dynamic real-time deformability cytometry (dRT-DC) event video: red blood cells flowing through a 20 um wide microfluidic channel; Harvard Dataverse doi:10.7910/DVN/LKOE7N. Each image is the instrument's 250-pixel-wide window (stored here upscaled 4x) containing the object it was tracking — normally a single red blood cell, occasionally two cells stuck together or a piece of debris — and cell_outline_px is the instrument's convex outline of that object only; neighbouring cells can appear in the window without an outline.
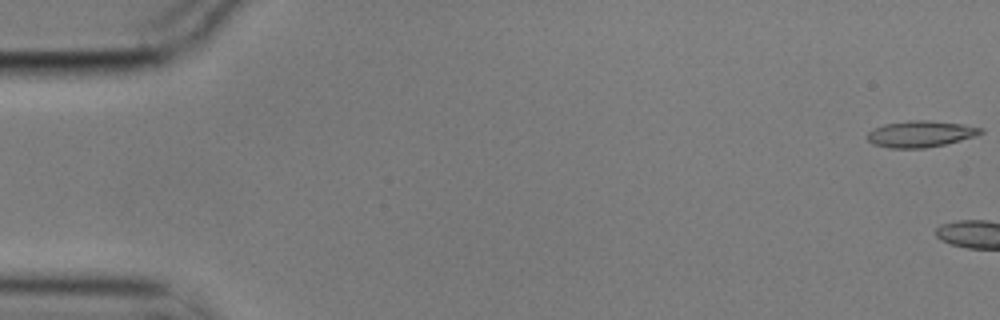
{"species": "common noctule bat (a hibernating species)", "species_latin": "Nyctalus noctula", "temperature_condition": "cold", "stored_images_in_passage": 4, "camera_frame_rate_fps": 3000, "um_per_image_px": 0.085, "animal": {"sex": "male", "body_mass_g": 17.9}, "frame": {"image": 1, "passage_image": 1, "time_ms": 0.0, "image_size_px": [1000, 320], "cell_outline_px": [[984, 132], [976, 136], [944, 144], [924, 148], [888, 148], [872, 144], [868, 140], [868, 132], [884, 124], [908, 120], [924, 120], [960, 124], [984, 128]], "centroid_in_image_um": [78.24, 11.39], "position_along_channel_um": 6.8, "area_um2": 17.28}}